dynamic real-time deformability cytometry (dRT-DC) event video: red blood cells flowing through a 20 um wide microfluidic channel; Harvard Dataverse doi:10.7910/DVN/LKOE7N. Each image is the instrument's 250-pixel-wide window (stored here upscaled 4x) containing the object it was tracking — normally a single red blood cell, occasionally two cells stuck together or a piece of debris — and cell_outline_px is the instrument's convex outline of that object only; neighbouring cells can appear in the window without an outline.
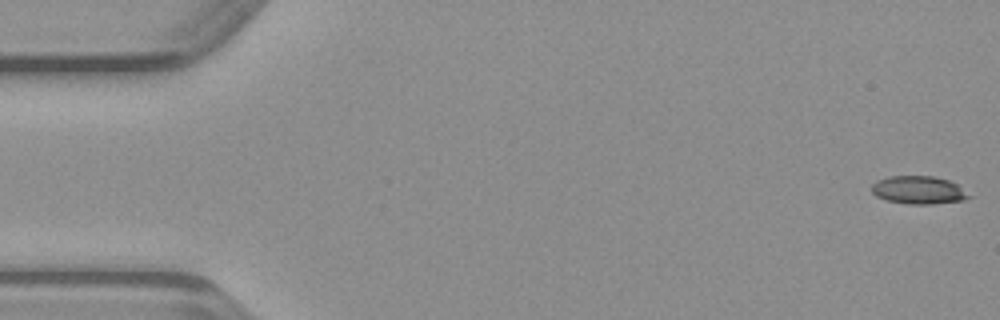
{"species": "common noctule bat (a hibernating species)", "species_latin": "Nyctalus noctula", "temperature_condition": "warm", "stored_images_in_passage": 49, "camera_frame_rate_fps": 3000, "um_per_image_px": 0.085, "animal": {"sex": "male", "body_mass_g": 23.1, "forearm_length_mm": 52.7}, "frame": {"image": 1, "passage_image": 1, "time_ms": 0.0, "image_size_px": [1000, 320], "cell_outline_px": [[972, 196], [964, 200], [932, 204], [908, 204], [884, 200], [876, 196], [872, 192], [872, 184], [876, 180], [888, 176], [932, 176], [948, 180], [956, 184]], "centroid_in_image_um": [78.04, 16.16], "position_along_channel_um": 7.0, "area_um2": 15.9}}
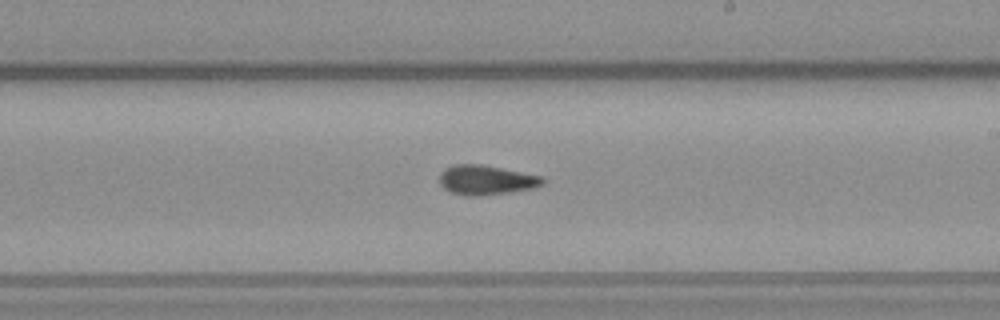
{"frame": {"image": 2, "passage_image": 28, "time_ms": 9.0, "image_size_px": [1000, 320], "cell_outline_px": [[544, 184], [536, 188], [512, 192], [476, 196], [468, 196], [452, 192], [444, 188], [440, 184], [440, 172], [444, 168], [452, 164], [480, 164], [544, 176]], "centroid_in_image_um": [41.35, 15.29], "position_along_channel_um": 247.7, "area_um2": 17.98}}
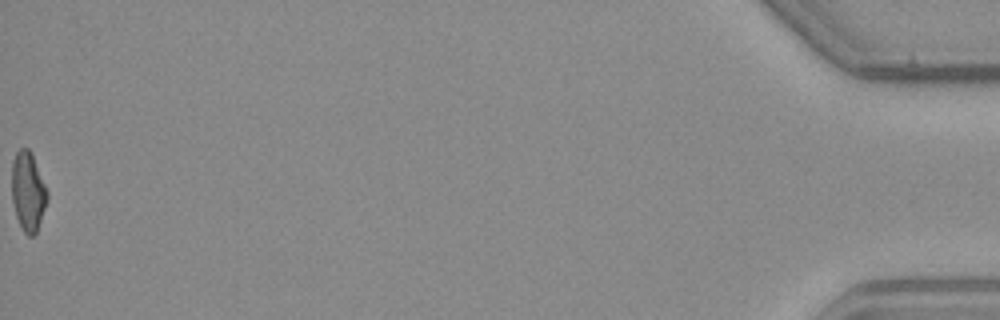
{"frame": {"image": 3, "passage_image": 49, "time_ms": 16.0, "image_size_px": [1000, 320], "cell_outline_px": [[48, 200], [36, 232], [32, 236], [28, 236], [24, 232], [16, 216], [12, 200], [12, 160], [16, 152], [20, 148], [28, 148], [32, 156], [48, 192]], "centroid_in_image_um": [2.37, 16.29], "position_along_channel_um": 432.8, "area_um2": 16.13}}